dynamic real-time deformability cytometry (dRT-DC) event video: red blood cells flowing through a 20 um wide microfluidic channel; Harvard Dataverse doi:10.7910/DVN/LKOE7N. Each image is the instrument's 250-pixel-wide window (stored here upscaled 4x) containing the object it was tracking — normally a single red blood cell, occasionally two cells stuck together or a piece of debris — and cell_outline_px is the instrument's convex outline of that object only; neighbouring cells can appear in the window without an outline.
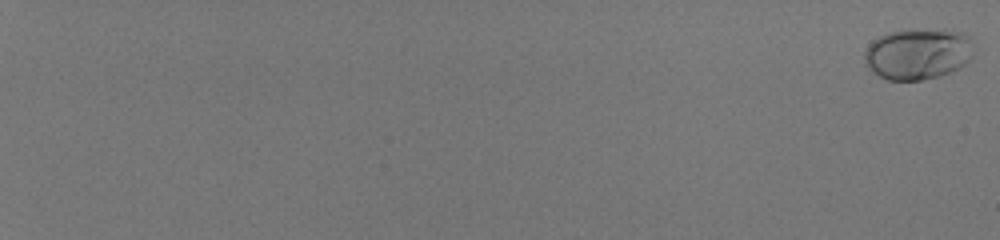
{"species": "human", "species_latin": "Homo sapiens", "temperature_condition": "room temperature", "stored_images_in_passage": 58, "camera_frame_rate_fps": 3000, "um_per_image_px": 0.085, "donor": {"sex": "male"}, "frame": {"image": 1, "passage_image": 1, "time_ms": 0.0, "image_size_px": [1000, 240], "cell_outline_px": [[972, 56], [964, 64], [952, 72], [940, 76], [920, 80], [888, 80], [872, 72], [868, 68], [864, 60], [864, 52], [868, 44], [872, 40], [888, 32], [964, 32], [972, 40]], "centroid_in_image_um": [77.98, 4.63], "position_along_channel_um": 7.0, "area_um2": 31.79}}
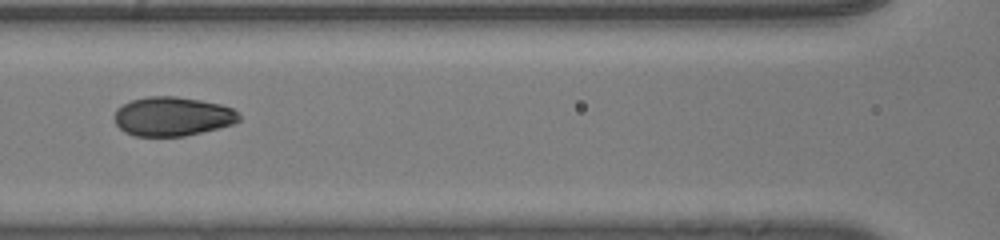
{"frame": {"image": 2, "passage_image": 34, "time_ms": 11.0, "image_size_px": [1000, 240], "cell_outline_px": [[240, 120], [232, 124], [184, 136], [136, 136], [124, 132], [116, 124], [112, 116], [116, 108], [132, 100], [148, 96], [176, 96], [200, 100], [220, 104], [232, 108], [240, 116]], "centroid_in_image_um": [14.61, 9.89], "position_along_channel_um": 152.0, "area_um2": 28.38}}
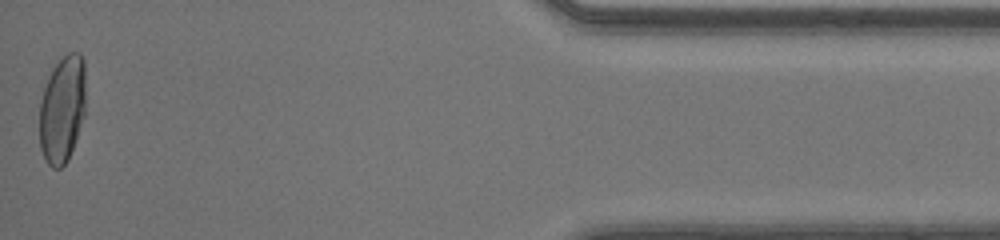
{"frame": {"image": 3, "passage_image": 58, "time_ms": 19.0, "image_size_px": [1000, 240], "cell_outline_px": [[84, 116], [68, 160], [60, 168], [52, 168], [48, 164], [40, 148], [40, 100], [48, 76], [52, 68], [68, 52], [80, 52], [84, 60]], "centroid_in_image_um": [5.28, 9.27], "position_along_channel_um": 429.9, "area_um2": 28.73}, "authors_computed_cell_mechanics": {"area_um2": 29.2179, "velocity_mm_per_s": 4.1377, "shape_relaxation_time_tau1_ms": 4.2133, "shape_relaxation_time_tau2_ms": null, "deformation_change_tau1": 0.1822, "deformation_change_tau2": null}}